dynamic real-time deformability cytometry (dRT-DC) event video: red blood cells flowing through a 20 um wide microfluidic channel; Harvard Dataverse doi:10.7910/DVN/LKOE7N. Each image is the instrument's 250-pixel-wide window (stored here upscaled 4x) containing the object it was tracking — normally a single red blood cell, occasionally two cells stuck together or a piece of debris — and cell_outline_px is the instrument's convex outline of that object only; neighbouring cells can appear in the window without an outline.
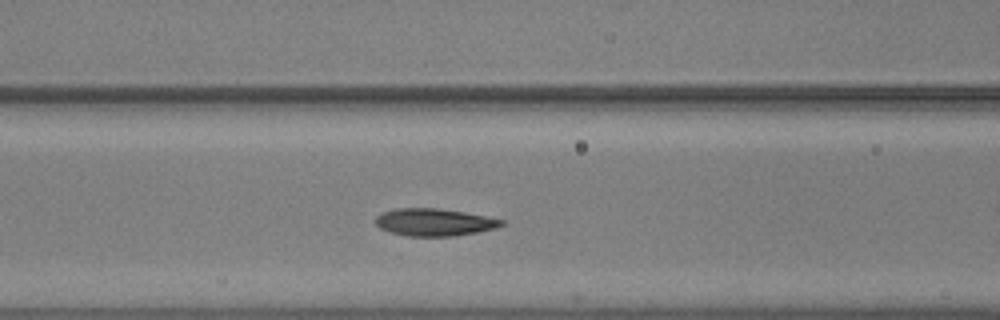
{"species": "common noctule bat (a hibernating species)", "species_latin": "Nyctalus noctula", "temperature_condition": "warm", "stored_images_in_passage": 21, "camera_frame_rate_fps": 3000, "um_per_image_px": 0.085, "animal": {"sex": "male", "body_mass_g": 20.5, "forearm_length_mm": 52.5}, "frame": {"image": 1, "passage_image": 20, "time_ms": 6.333, "image_size_px": [1000, 320], "cell_outline_px": [[504, 224], [496, 228], [456, 236], [408, 236], [392, 232], [380, 228], [376, 224], [376, 216], [384, 212], [396, 208], [436, 208], [464, 212], [504, 220]], "centroid_in_image_um": [36.92, 18.89], "position_along_channel_um": 129.7, "area_um2": 19.88}}